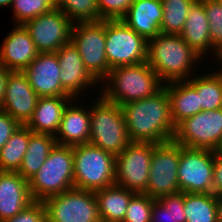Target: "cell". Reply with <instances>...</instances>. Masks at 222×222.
Wrapping results in <instances>:
<instances>
[{
    "mask_svg": "<svg viewBox=\"0 0 222 222\" xmlns=\"http://www.w3.org/2000/svg\"><path fill=\"white\" fill-rule=\"evenodd\" d=\"M90 109V139L95 147L114 154H120L131 140L120 105L107 101L101 94Z\"/></svg>",
    "mask_w": 222,
    "mask_h": 222,
    "instance_id": "5b68a950",
    "label": "cell"
},
{
    "mask_svg": "<svg viewBox=\"0 0 222 222\" xmlns=\"http://www.w3.org/2000/svg\"><path fill=\"white\" fill-rule=\"evenodd\" d=\"M164 88L169 97L175 127L184 119L201 112L197 92L187 81L166 83Z\"/></svg>",
    "mask_w": 222,
    "mask_h": 222,
    "instance_id": "cb8c5ba5",
    "label": "cell"
},
{
    "mask_svg": "<svg viewBox=\"0 0 222 222\" xmlns=\"http://www.w3.org/2000/svg\"><path fill=\"white\" fill-rule=\"evenodd\" d=\"M173 140L184 147L217 151L222 142V108L184 119L176 126Z\"/></svg>",
    "mask_w": 222,
    "mask_h": 222,
    "instance_id": "8fae6325",
    "label": "cell"
},
{
    "mask_svg": "<svg viewBox=\"0 0 222 222\" xmlns=\"http://www.w3.org/2000/svg\"><path fill=\"white\" fill-rule=\"evenodd\" d=\"M162 0H134L122 20L146 40L161 33Z\"/></svg>",
    "mask_w": 222,
    "mask_h": 222,
    "instance_id": "ffe728a7",
    "label": "cell"
},
{
    "mask_svg": "<svg viewBox=\"0 0 222 222\" xmlns=\"http://www.w3.org/2000/svg\"><path fill=\"white\" fill-rule=\"evenodd\" d=\"M71 105V106H70ZM68 104L59 129L54 136L58 145L74 146L88 144L90 139V110L83 106Z\"/></svg>",
    "mask_w": 222,
    "mask_h": 222,
    "instance_id": "7402d4cb",
    "label": "cell"
},
{
    "mask_svg": "<svg viewBox=\"0 0 222 222\" xmlns=\"http://www.w3.org/2000/svg\"><path fill=\"white\" fill-rule=\"evenodd\" d=\"M22 72L38 97H71L62 88L56 53H39Z\"/></svg>",
    "mask_w": 222,
    "mask_h": 222,
    "instance_id": "2e32d148",
    "label": "cell"
},
{
    "mask_svg": "<svg viewBox=\"0 0 222 222\" xmlns=\"http://www.w3.org/2000/svg\"><path fill=\"white\" fill-rule=\"evenodd\" d=\"M180 36L200 57L206 56L208 51L210 53V50L214 49L211 45L209 23L204 10V0H196L191 5Z\"/></svg>",
    "mask_w": 222,
    "mask_h": 222,
    "instance_id": "603a6c76",
    "label": "cell"
},
{
    "mask_svg": "<svg viewBox=\"0 0 222 222\" xmlns=\"http://www.w3.org/2000/svg\"><path fill=\"white\" fill-rule=\"evenodd\" d=\"M55 3L72 23L102 21L99 18L97 0H55Z\"/></svg>",
    "mask_w": 222,
    "mask_h": 222,
    "instance_id": "1f68e13d",
    "label": "cell"
},
{
    "mask_svg": "<svg viewBox=\"0 0 222 222\" xmlns=\"http://www.w3.org/2000/svg\"><path fill=\"white\" fill-rule=\"evenodd\" d=\"M204 10L208 19L211 45L217 61L222 64V7L216 0H204Z\"/></svg>",
    "mask_w": 222,
    "mask_h": 222,
    "instance_id": "836d02e7",
    "label": "cell"
},
{
    "mask_svg": "<svg viewBox=\"0 0 222 222\" xmlns=\"http://www.w3.org/2000/svg\"><path fill=\"white\" fill-rule=\"evenodd\" d=\"M77 101L72 97H39L31 119L26 126L33 133L56 135L68 104Z\"/></svg>",
    "mask_w": 222,
    "mask_h": 222,
    "instance_id": "44dd1931",
    "label": "cell"
},
{
    "mask_svg": "<svg viewBox=\"0 0 222 222\" xmlns=\"http://www.w3.org/2000/svg\"><path fill=\"white\" fill-rule=\"evenodd\" d=\"M101 222H123L134 191L113 185L94 192Z\"/></svg>",
    "mask_w": 222,
    "mask_h": 222,
    "instance_id": "d4e9b609",
    "label": "cell"
},
{
    "mask_svg": "<svg viewBox=\"0 0 222 222\" xmlns=\"http://www.w3.org/2000/svg\"><path fill=\"white\" fill-rule=\"evenodd\" d=\"M217 151L222 153V142H221L219 148L217 149Z\"/></svg>",
    "mask_w": 222,
    "mask_h": 222,
    "instance_id": "7bdbcfd3",
    "label": "cell"
},
{
    "mask_svg": "<svg viewBox=\"0 0 222 222\" xmlns=\"http://www.w3.org/2000/svg\"><path fill=\"white\" fill-rule=\"evenodd\" d=\"M72 25L57 7L23 24L39 53H55L68 43Z\"/></svg>",
    "mask_w": 222,
    "mask_h": 222,
    "instance_id": "5bb4252c",
    "label": "cell"
},
{
    "mask_svg": "<svg viewBox=\"0 0 222 222\" xmlns=\"http://www.w3.org/2000/svg\"><path fill=\"white\" fill-rule=\"evenodd\" d=\"M220 69L217 72L206 73L187 80L197 92L201 111L222 108V66Z\"/></svg>",
    "mask_w": 222,
    "mask_h": 222,
    "instance_id": "4316f807",
    "label": "cell"
},
{
    "mask_svg": "<svg viewBox=\"0 0 222 222\" xmlns=\"http://www.w3.org/2000/svg\"><path fill=\"white\" fill-rule=\"evenodd\" d=\"M39 52L23 25H15L0 48V63L10 71L22 72Z\"/></svg>",
    "mask_w": 222,
    "mask_h": 222,
    "instance_id": "ac0fdd59",
    "label": "cell"
},
{
    "mask_svg": "<svg viewBox=\"0 0 222 222\" xmlns=\"http://www.w3.org/2000/svg\"><path fill=\"white\" fill-rule=\"evenodd\" d=\"M3 222H46V209L43 201H33L14 217Z\"/></svg>",
    "mask_w": 222,
    "mask_h": 222,
    "instance_id": "8d00e7d4",
    "label": "cell"
},
{
    "mask_svg": "<svg viewBox=\"0 0 222 222\" xmlns=\"http://www.w3.org/2000/svg\"><path fill=\"white\" fill-rule=\"evenodd\" d=\"M179 144L174 140L155 144L144 192L154 199L180 192L178 183Z\"/></svg>",
    "mask_w": 222,
    "mask_h": 222,
    "instance_id": "7c38bea8",
    "label": "cell"
},
{
    "mask_svg": "<svg viewBox=\"0 0 222 222\" xmlns=\"http://www.w3.org/2000/svg\"><path fill=\"white\" fill-rule=\"evenodd\" d=\"M199 59L202 57L181 38L180 34L160 33L147 40L146 62L165 84L190 79L194 67L198 66L196 63L200 62Z\"/></svg>",
    "mask_w": 222,
    "mask_h": 222,
    "instance_id": "7a4b0ae2",
    "label": "cell"
},
{
    "mask_svg": "<svg viewBox=\"0 0 222 222\" xmlns=\"http://www.w3.org/2000/svg\"><path fill=\"white\" fill-rule=\"evenodd\" d=\"M32 202L24 177L18 172L0 171V222L19 214Z\"/></svg>",
    "mask_w": 222,
    "mask_h": 222,
    "instance_id": "d6986e66",
    "label": "cell"
},
{
    "mask_svg": "<svg viewBox=\"0 0 222 222\" xmlns=\"http://www.w3.org/2000/svg\"><path fill=\"white\" fill-rule=\"evenodd\" d=\"M20 126L14 118L0 109V149Z\"/></svg>",
    "mask_w": 222,
    "mask_h": 222,
    "instance_id": "74e56055",
    "label": "cell"
},
{
    "mask_svg": "<svg viewBox=\"0 0 222 222\" xmlns=\"http://www.w3.org/2000/svg\"><path fill=\"white\" fill-rule=\"evenodd\" d=\"M134 0H97L99 18L101 20L122 19Z\"/></svg>",
    "mask_w": 222,
    "mask_h": 222,
    "instance_id": "d590c367",
    "label": "cell"
},
{
    "mask_svg": "<svg viewBox=\"0 0 222 222\" xmlns=\"http://www.w3.org/2000/svg\"><path fill=\"white\" fill-rule=\"evenodd\" d=\"M28 184L33 201H44L74 188L73 146L56 144Z\"/></svg>",
    "mask_w": 222,
    "mask_h": 222,
    "instance_id": "277c9868",
    "label": "cell"
},
{
    "mask_svg": "<svg viewBox=\"0 0 222 222\" xmlns=\"http://www.w3.org/2000/svg\"><path fill=\"white\" fill-rule=\"evenodd\" d=\"M30 129L21 125L0 149V171L17 172L27 151Z\"/></svg>",
    "mask_w": 222,
    "mask_h": 222,
    "instance_id": "83f0119b",
    "label": "cell"
},
{
    "mask_svg": "<svg viewBox=\"0 0 222 222\" xmlns=\"http://www.w3.org/2000/svg\"><path fill=\"white\" fill-rule=\"evenodd\" d=\"M74 188L97 191L115 185L116 156L88 144L73 146Z\"/></svg>",
    "mask_w": 222,
    "mask_h": 222,
    "instance_id": "8992f818",
    "label": "cell"
},
{
    "mask_svg": "<svg viewBox=\"0 0 222 222\" xmlns=\"http://www.w3.org/2000/svg\"><path fill=\"white\" fill-rule=\"evenodd\" d=\"M105 36V54L111 69L146 62L147 40L122 19L105 20Z\"/></svg>",
    "mask_w": 222,
    "mask_h": 222,
    "instance_id": "ba28073f",
    "label": "cell"
},
{
    "mask_svg": "<svg viewBox=\"0 0 222 222\" xmlns=\"http://www.w3.org/2000/svg\"><path fill=\"white\" fill-rule=\"evenodd\" d=\"M38 98L23 72L11 71L6 80L4 100L0 109L20 125H26L33 115Z\"/></svg>",
    "mask_w": 222,
    "mask_h": 222,
    "instance_id": "9a60e30c",
    "label": "cell"
},
{
    "mask_svg": "<svg viewBox=\"0 0 222 222\" xmlns=\"http://www.w3.org/2000/svg\"><path fill=\"white\" fill-rule=\"evenodd\" d=\"M11 71L5 68L1 63H0V105L2 104L4 100V95H5V88H6V80L8 77V74Z\"/></svg>",
    "mask_w": 222,
    "mask_h": 222,
    "instance_id": "ab89813d",
    "label": "cell"
},
{
    "mask_svg": "<svg viewBox=\"0 0 222 222\" xmlns=\"http://www.w3.org/2000/svg\"><path fill=\"white\" fill-rule=\"evenodd\" d=\"M217 196L213 193H184L186 222H217Z\"/></svg>",
    "mask_w": 222,
    "mask_h": 222,
    "instance_id": "f1b7e54d",
    "label": "cell"
},
{
    "mask_svg": "<svg viewBox=\"0 0 222 222\" xmlns=\"http://www.w3.org/2000/svg\"><path fill=\"white\" fill-rule=\"evenodd\" d=\"M12 0H0V7L11 6Z\"/></svg>",
    "mask_w": 222,
    "mask_h": 222,
    "instance_id": "b9f144b4",
    "label": "cell"
},
{
    "mask_svg": "<svg viewBox=\"0 0 222 222\" xmlns=\"http://www.w3.org/2000/svg\"><path fill=\"white\" fill-rule=\"evenodd\" d=\"M217 222H222V195L217 196Z\"/></svg>",
    "mask_w": 222,
    "mask_h": 222,
    "instance_id": "60d3db41",
    "label": "cell"
},
{
    "mask_svg": "<svg viewBox=\"0 0 222 222\" xmlns=\"http://www.w3.org/2000/svg\"><path fill=\"white\" fill-rule=\"evenodd\" d=\"M154 198L136 193L130 200L123 222H151Z\"/></svg>",
    "mask_w": 222,
    "mask_h": 222,
    "instance_id": "e575fe53",
    "label": "cell"
},
{
    "mask_svg": "<svg viewBox=\"0 0 222 222\" xmlns=\"http://www.w3.org/2000/svg\"><path fill=\"white\" fill-rule=\"evenodd\" d=\"M131 142L155 144L173 140V124L169 97L163 87L158 93L121 105Z\"/></svg>",
    "mask_w": 222,
    "mask_h": 222,
    "instance_id": "6da1fadb",
    "label": "cell"
},
{
    "mask_svg": "<svg viewBox=\"0 0 222 222\" xmlns=\"http://www.w3.org/2000/svg\"><path fill=\"white\" fill-rule=\"evenodd\" d=\"M12 8L16 25L47 13L56 7L55 0H12Z\"/></svg>",
    "mask_w": 222,
    "mask_h": 222,
    "instance_id": "d6a6232c",
    "label": "cell"
},
{
    "mask_svg": "<svg viewBox=\"0 0 222 222\" xmlns=\"http://www.w3.org/2000/svg\"><path fill=\"white\" fill-rule=\"evenodd\" d=\"M151 222H186L184 212V193L161 196L155 199Z\"/></svg>",
    "mask_w": 222,
    "mask_h": 222,
    "instance_id": "4dcf8cb0",
    "label": "cell"
},
{
    "mask_svg": "<svg viewBox=\"0 0 222 222\" xmlns=\"http://www.w3.org/2000/svg\"><path fill=\"white\" fill-rule=\"evenodd\" d=\"M214 151L179 144L178 183L183 193H212Z\"/></svg>",
    "mask_w": 222,
    "mask_h": 222,
    "instance_id": "4fadbf2b",
    "label": "cell"
},
{
    "mask_svg": "<svg viewBox=\"0 0 222 222\" xmlns=\"http://www.w3.org/2000/svg\"><path fill=\"white\" fill-rule=\"evenodd\" d=\"M46 222H101L93 191L71 188L43 201Z\"/></svg>",
    "mask_w": 222,
    "mask_h": 222,
    "instance_id": "9c48e42d",
    "label": "cell"
},
{
    "mask_svg": "<svg viewBox=\"0 0 222 222\" xmlns=\"http://www.w3.org/2000/svg\"><path fill=\"white\" fill-rule=\"evenodd\" d=\"M70 41L78 50L88 72L98 82H103L111 69L105 54V20L73 23Z\"/></svg>",
    "mask_w": 222,
    "mask_h": 222,
    "instance_id": "52a82bcc",
    "label": "cell"
},
{
    "mask_svg": "<svg viewBox=\"0 0 222 222\" xmlns=\"http://www.w3.org/2000/svg\"><path fill=\"white\" fill-rule=\"evenodd\" d=\"M212 193L222 195V153L214 151Z\"/></svg>",
    "mask_w": 222,
    "mask_h": 222,
    "instance_id": "f35d334b",
    "label": "cell"
},
{
    "mask_svg": "<svg viewBox=\"0 0 222 222\" xmlns=\"http://www.w3.org/2000/svg\"><path fill=\"white\" fill-rule=\"evenodd\" d=\"M218 3H219V5L222 7V0H216Z\"/></svg>",
    "mask_w": 222,
    "mask_h": 222,
    "instance_id": "ee69618b",
    "label": "cell"
},
{
    "mask_svg": "<svg viewBox=\"0 0 222 222\" xmlns=\"http://www.w3.org/2000/svg\"><path fill=\"white\" fill-rule=\"evenodd\" d=\"M196 0H162L161 33L180 34L183 31L191 5Z\"/></svg>",
    "mask_w": 222,
    "mask_h": 222,
    "instance_id": "f546056e",
    "label": "cell"
},
{
    "mask_svg": "<svg viewBox=\"0 0 222 222\" xmlns=\"http://www.w3.org/2000/svg\"><path fill=\"white\" fill-rule=\"evenodd\" d=\"M155 143L131 142L116 156L115 185L144 193L149 182L150 161Z\"/></svg>",
    "mask_w": 222,
    "mask_h": 222,
    "instance_id": "30bf717a",
    "label": "cell"
},
{
    "mask_svg": "<svg viewBox=\"0 0 222 222\" xmlns=\"http://www.w3.org/2000/svg\"><path fill=\"white\" fill-rule=\"evenodd\" d=\"M106 81L100 94L107 101L120 106L150 97L158 93L165 84L147 62L114 67L103 83Z\"/></svg>",
    "mask_w": 222,
    "mask_h": 222,
    "instance_id": "3957f363",
    "label": "cell"
},
{
    "mask_svg": "<svg viewBox=\"0 0 222 222\" xmlns=\"http://www.w3.org/2000/svg\"><path fill=\"white\" fill-rule=\"evenodd\" d=\"M56 144L54 135L33 133L30 130L27 151L17 172L28 181L39 171Z\"/></svg>",
    "mask_w": 222,
    "mask_h": 222,
    "instance_id": "484cf974",
    "label": "cell"
},
{
    "mask_svg": "<svg viewBox=\"0 0 222 222\" xmlns=\"http://www.w3.org/2000/svg\"><path fill=\"white\" fill-rule=\"evenodd\" d=\"M56 55L61 68L60 81L62 88L74 99L81 91L96 85L98 82L85 68L82 58L71 41L64 44Z\"/></svg>",
    "mask_w": 222,
    "mask_h": 222,
    "instance_id": "e0dca14e",
    "label": "cell"
}]
</instances>
